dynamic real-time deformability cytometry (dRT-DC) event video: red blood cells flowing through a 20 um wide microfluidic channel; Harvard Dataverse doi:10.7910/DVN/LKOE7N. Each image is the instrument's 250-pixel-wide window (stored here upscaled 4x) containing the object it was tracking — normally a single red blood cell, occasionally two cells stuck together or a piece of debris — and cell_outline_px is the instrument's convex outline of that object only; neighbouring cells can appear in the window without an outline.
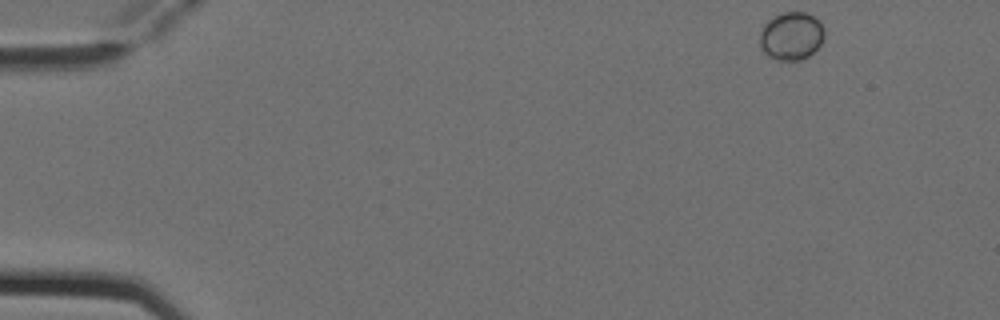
{"species": "Egyptian fruit bat (a non-hibernating species)", "species_latin": "Rousettus aegyptiacus", "temperature_condition": "cold", "stored_images_in_passage": 5, "segment_of_instrument_passage": [2, 2], "camera_frame_rate_fps": 3000, "um_per_image_px": 0.085, "animal": {"sex": "female"}, "frame": {"image": 1, "passage_image": 5, "time_ms": 1.333, "image_size_px": [1000, 320], "cell_outline_px": [[824, 36], [820, 44], [808, 56], [800, 60], [776, 60], [768, 56], [760, 48], [760, 32], [764, 24], [768, 20], [784, 12], [808, 12], [820, 20], [824, 28]], "centroid_in_image_um": [67.26, 3.05], "position_along_channel_um": 17.7, "area_um2": 18.15}}